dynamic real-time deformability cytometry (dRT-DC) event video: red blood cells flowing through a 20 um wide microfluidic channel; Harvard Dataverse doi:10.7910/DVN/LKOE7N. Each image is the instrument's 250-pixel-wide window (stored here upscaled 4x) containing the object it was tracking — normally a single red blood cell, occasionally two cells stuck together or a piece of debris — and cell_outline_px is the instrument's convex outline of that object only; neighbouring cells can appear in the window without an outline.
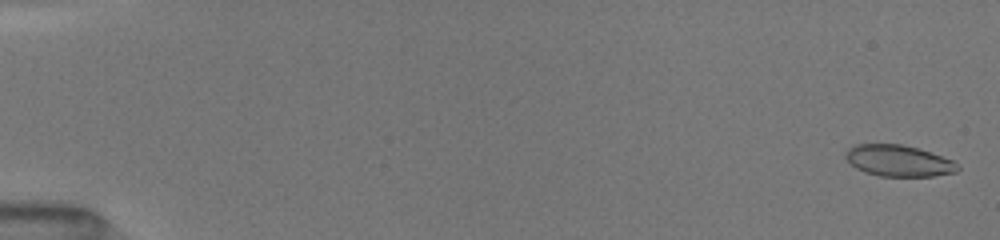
{"species": "common noctule bat (a hibernating species)", "species_latin": "Nyctalus noctula", "temperature_condition": "room temperature", "stored_images_in_passage": 52, "camera_frame_rate_fps": 3000, "um_per_image_px": 0.085, "animal": {"sex": "female", "body_mass_g": 19.5, "forearm_length_mm": 54.1}, "frame": {"image": 1, "passage_image": 2, "time_ms": 0.333, "image_size_px": [1000, 240], "cell_outline_px": [[960, 168], [956, 172], [932, 176], [880, 176], [864, 172], [856, 168], [844, 156], [844, 152], [848, 148], [856, 144], [900, 144], [916, 148], [952, 160]], "centroid_in_image_um": [76.33, 13.67], "position_along_channel_um": 8.7, "area_um2": 20.23}}
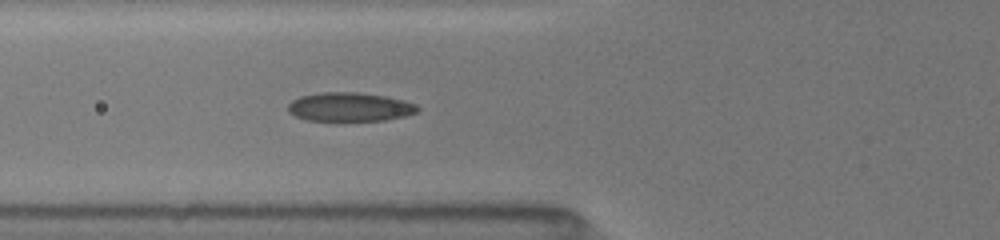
{"frame": {"image": 2, "passage_image": 21, "time_ms": 6.667, "image_size_px": [1000, 240], "cell_outline_px": [[420, 108], [416, 112], [404, 116], [384, 120], [336, 124], [304, 120], [288, 112], [288, 104], [292, 100], [300, 96], [320, 92], [356, 92], [384, 96], [404, 100], [416, 104]], "centroid_in_image_um": [29.67, 9.14], "position_along_channel_um": 96.1, "area_um2": 22.83}}
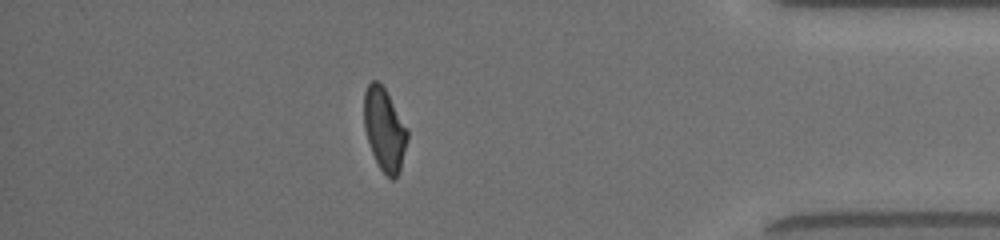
{"frame": {"image": 3, "passage_image": 46, "time_ms": 15.0, "image_size_px": [1000, 240], "cell_outline_px": [[408, 140], [400, 172], [392, 180], [380, 168], [372, 152], [364, 128], [364, 92], [368, 84], [372, 80], [376, 80], [384, 88], [408, 128]], "centroid_in_image_um": [32.69, 11.0], "position_along_channel_um": 402.5, "area_um2": 20.81}, "authors_computed_cell_mechanics": {"area_um2": 21.4438, "velocity_mm_per_s": 4.0613, "shape_relaxation_time_tau1_ms": 6.9909, "shape_relaxation_time_tau2_ms": 2.0613, "deformation_change_tau1": 0.1881, "deformation_change_tau2": 0.0658}}